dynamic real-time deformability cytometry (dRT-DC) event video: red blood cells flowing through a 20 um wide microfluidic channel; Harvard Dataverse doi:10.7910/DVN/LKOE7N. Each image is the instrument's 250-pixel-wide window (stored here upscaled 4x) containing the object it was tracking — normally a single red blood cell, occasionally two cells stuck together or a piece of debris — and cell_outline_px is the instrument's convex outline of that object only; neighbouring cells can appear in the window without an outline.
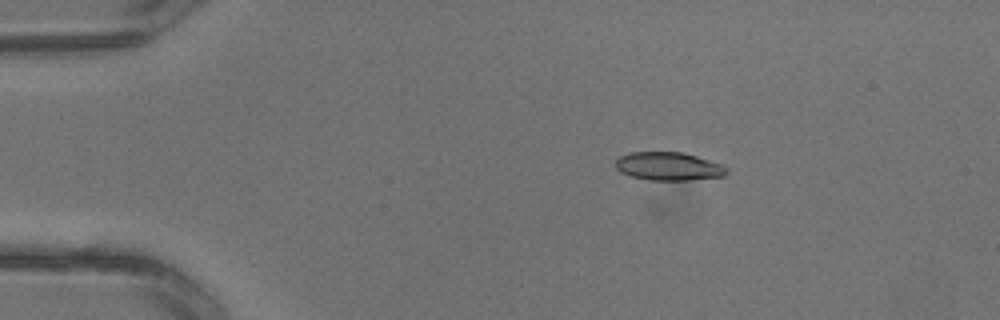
{"species": "common noctule bat (a hibernating species)", "species_latin": "Nyctalus noctula", "temperature_condition": "warm", "stored_images_in_passage": 3, "camera_frame_rate_fps": 3000, "um_per_image_px": 0.085, "animal": {"sex": "male", "body_mass_g": 13.3}, "frame": {"image": 1, "passage_image": 2, "time_ms": 0.333, "image_size_px": [1000, 320], "cell_outline_px": [[728, 172], [724, 176], [688, 180], [648, 180], [632, 176], [620, 172], [616, 168], [616, 160], [620, 156], [632, 152], [684, 152], [724, 164], [728, 168]], "centroid_in_image_um": [56.87, 14.13], "position_along_channel_um": 28.1, "area_um2": 18.44}}